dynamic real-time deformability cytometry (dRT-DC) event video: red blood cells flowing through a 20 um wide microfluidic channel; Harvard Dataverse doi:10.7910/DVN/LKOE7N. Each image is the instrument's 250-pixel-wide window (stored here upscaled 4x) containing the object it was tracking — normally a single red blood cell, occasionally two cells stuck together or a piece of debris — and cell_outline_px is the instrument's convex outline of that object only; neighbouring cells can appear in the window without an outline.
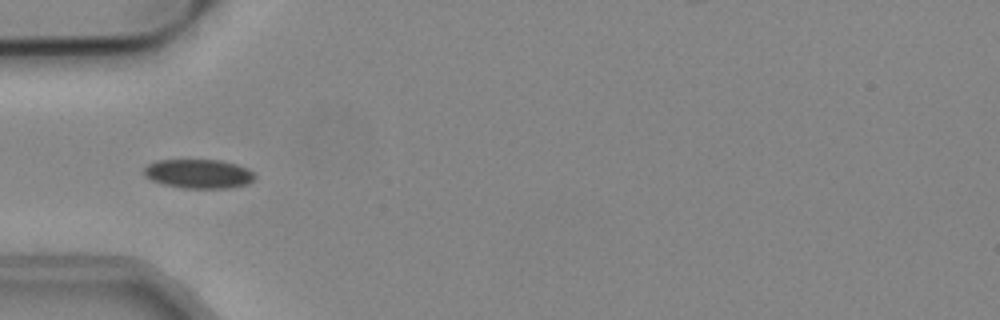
{"species": "common noctule bat (a hibernating species)", "species_latin": "Nyctalus noctula", "temperature_condition": "cold", "stored_images_in_passage": 21, "camera_frame_rate_fps": 3000, "um_per_image_px": 0.085, "animal": {"sex": "male", "body_mass_g": 19.2, "forearm_length_mm": 51.8}, "frame": {"image": 1, "passage_image": 4, "time_ms": 1.0, "image_size_px": [1000, 320], "cell_outline_px": [[256, 176], [252, 180], [244, 184], [228, 188], [184, 188], [164, 184], [152, 180], [144, 176], [144, 168], [148, 164], [156, 160], [220, 160], [236, 164], [248, 168]], "centroid_in_image_um": [16.86, 14.76], "position_along_channel_um": 68.1, "area_um2": 18.67}}
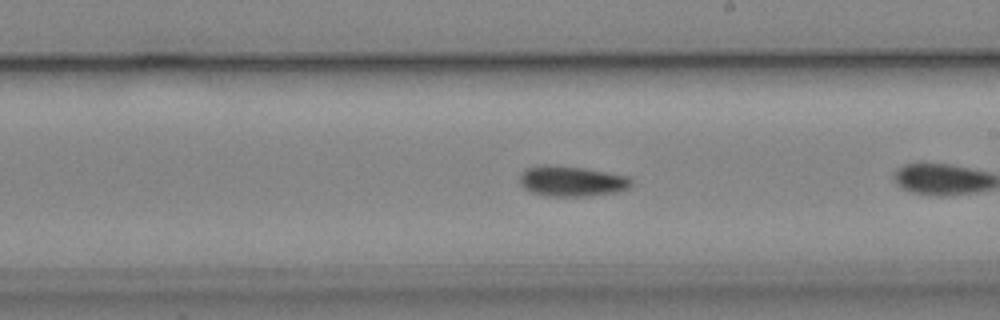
{"frame": {"image": 2, "passage_image": 15, "time_ms": 4.667, "image_size_px": [1000, 320], "cell_outline_px": [[632, 184], [628, 188], [620, 192], [584, 196], [544, 196], [532, 192], [524, 188], [520, 184], [520, 176], [528, 168], [584, 168], [628, 176], [632, 180]], "centroid_in_image_um": [48.69, 15.46], "position_along_channel_um": 240.3, "area_um2": 18.9}}
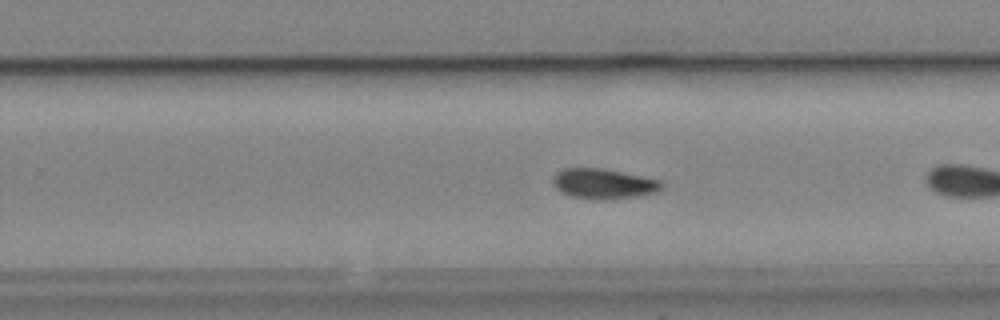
{"frame": {"image": 3, "passage_image": 18, "time_ms": 5.667, "image_size_px": [1000, 320], "cell_outline_px": [[664, 188], [656, 192], [636, 196], [604, 200], [592, 200], [572, 196], [560, 192], [552, 184], [552, 176], [556, 172], [564, 168], [604, 168], [660, 180], [664, 184]], "centroid_in_image_um": [51.27, 15.62], "position_along_channel_um": 278.5, "area_um2": 19.36}}